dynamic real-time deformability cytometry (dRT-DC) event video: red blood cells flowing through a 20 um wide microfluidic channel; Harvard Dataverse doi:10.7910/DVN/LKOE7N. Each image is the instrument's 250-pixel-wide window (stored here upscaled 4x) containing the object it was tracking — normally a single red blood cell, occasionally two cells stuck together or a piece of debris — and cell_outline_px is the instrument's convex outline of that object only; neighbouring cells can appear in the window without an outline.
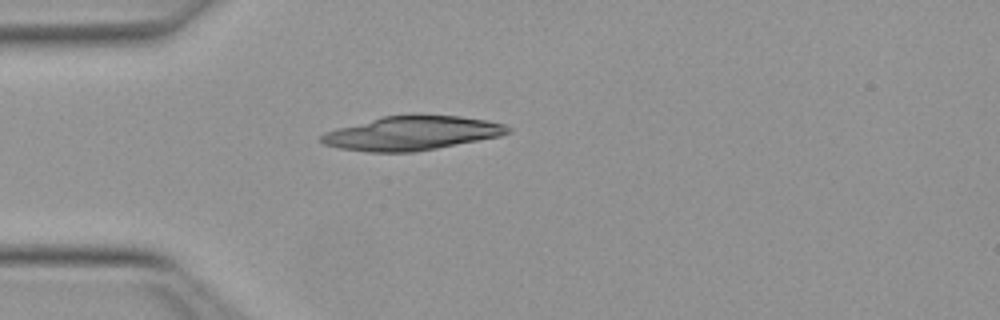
{"species": "Egyptian fruit bat (a non-hibernating species)", "species_latin": "Rousettus aegyptiacus", "temperature_condition": "warm", "stored_images_in_passage": 37, "camera_frame_rate_fps": 3000, "um_per_image_px": 0.085, "animal": {"sex": "female"}, "frame": {"image": 1, "passage_image": 1, "time_ms": 0.0, "image_size_px": [1000, 320], "cell_outline_px": [[512, 132], [500, 136], [416, 152], [368, 152], [340, 148], [324, 144], [320, 140], [320, 136], [324, 132], [384, 116], [412, 112], [416, 112], [460, 116], [488, 120], [504, 124]], "centroid_in_image_um": [35.04, 11.29], "position_along_channel_um": 50.0, "area_um2": 37.51}}
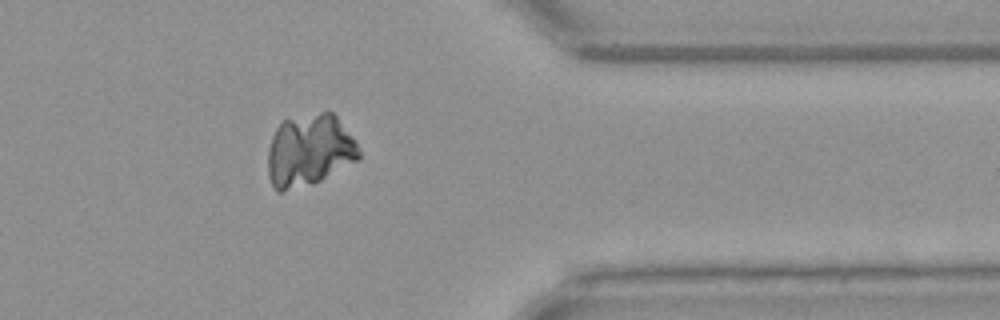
{"frame": {"image": 2, "passage_image": 28, "time_ms": 9.0, "image_size_px": [1000, 320], "cell_outline_px": [[360, 156], [356, 160], [320, 180], [312, 184], [280, 192], [276, 192], [268, 176], [268, 148], [272, 136], [276, 128], [284, 120], [320, 112], [332, 112], [336, 116], [356, 140], [360, 148]], "centroid_in_image_um": [26.28, 12.79], "position_along_channel_um": 385.1, "area_um2": 38.03}}
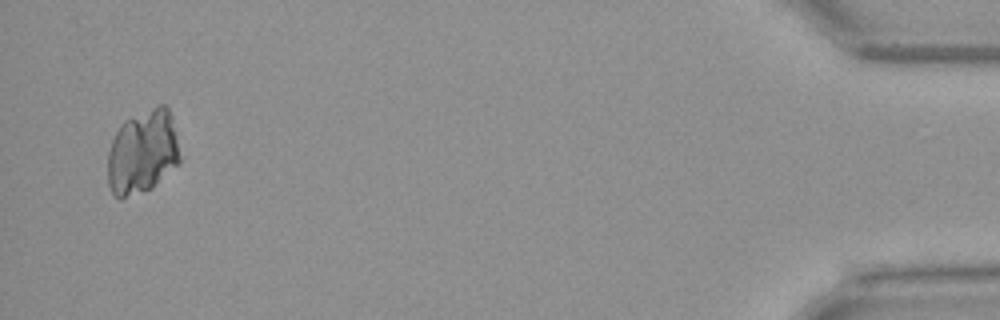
{"frame": {"image": 3, "passage_image": 36, "time_ms": 11.667, "image_size_px": [1000, 320], "cell_outline_px": [[184, 156], [180, 164], [152, 188], [144, 192], [120, 200], [112, 192], [108, 184], [108, 152], [112, 140], [120, 124], [124, 120], [160, 104], [164, 104], [168, 108]], "centroid_in_image_um": [12.17, 12.95], "position_along_channel_um": 423.0, "area_um2": 36.13}}